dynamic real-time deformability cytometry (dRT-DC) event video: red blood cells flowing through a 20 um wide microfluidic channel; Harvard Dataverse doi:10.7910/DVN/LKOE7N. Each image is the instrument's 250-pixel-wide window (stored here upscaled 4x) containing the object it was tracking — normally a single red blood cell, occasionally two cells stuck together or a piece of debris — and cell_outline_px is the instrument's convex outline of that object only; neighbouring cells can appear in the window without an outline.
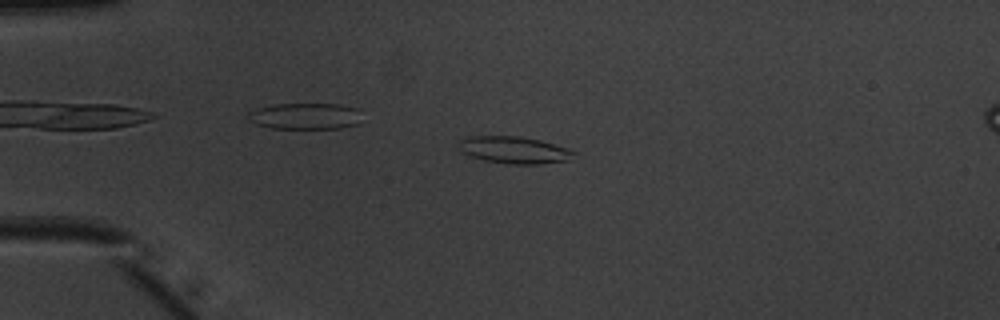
{"species": "common noctule bat (a hibernating species)", "species_latin": "Nyctalus noctula", "temperature_condition": "warm", "stored_images_in_passage": 41, "camera_frame_rate_fps": 3000, "um_per_image_px": 0.085, "animal": {"sex": "male", "body_mass_g": 20.1, "forearm_length_mm": 53.5}, "frame": {"image": 1, "passage_image": 3, "time_ms": 0.667, "image_size_px": [1000, 320], "cell_outline_px": [[576, 152], [568, 160], [540, 164], [512, 164], [484, 160], [472, 156], [464, 152], [456, 144], [460, 140], [468, 136], [520, 136], [540, 140], [568, 148]], "centroid_in_image_um": [43.7, 12.74], "position_along_channel_um": 41.3, "area_um2": 17.98}}
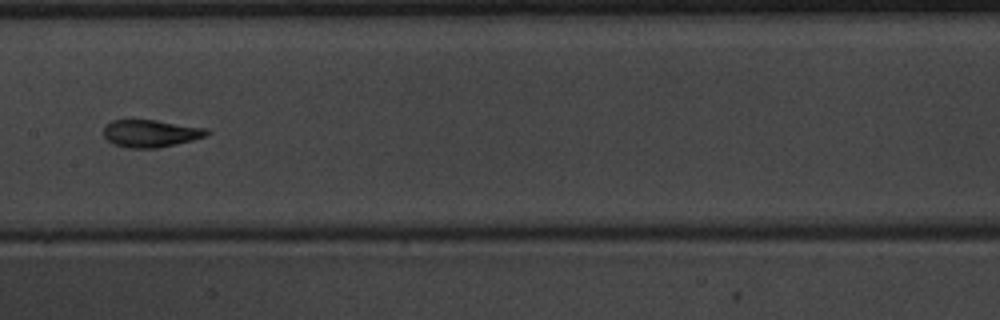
{"frame": {"image": 2, "passage_image": 17, "time_ms": 5.333, "image_size_px": [1000, 320], "cell_outline_px": [[212, 132], [208, 136], [192, 140], [156, 148], [128, 148], [112, 144], [104, 136], [104, 128], [112, 120], [156, 120], [208, 128]], "centroid_in_image_um": [12.85, 11.34], "position_along_channel_um": 194.5, "area_um2": 16.53}}
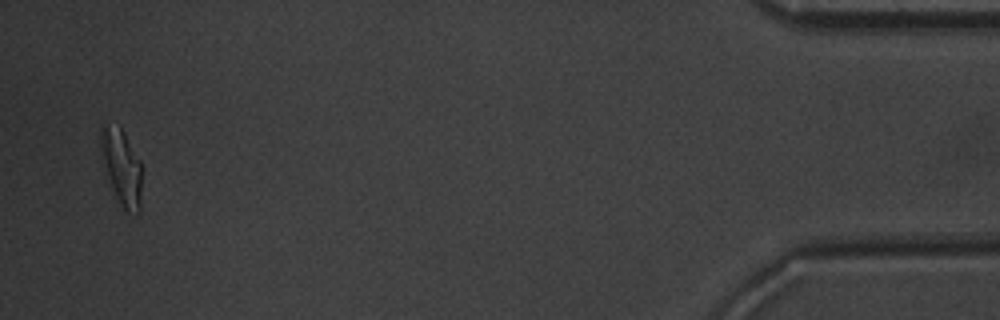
{"frame": {"image": 3, "passage_image": 40, "time_ms": 13.0, "image_size_px": [1000, 320], "cell_outline_px": [[140, 212], [128, 216], [112, 196], [104, 160], [100, 140], [100, 124], [120, 124], [140, 160]], "centroid_in_image_um": [10.33, 14.24], "position_along_channel_um": 424.9, "area_um2": 18.55}, "authors_computed_cell_mechanics": {"area_um2": 16.5308, "velocity_mm_per_s": 4.0064, "shape_relaxation_time_tau1_ms": 3.1724, "shape_relaxation_time_tau2_ms": 0.9851, "deformation_change_tau1": 0.1901, "deformation_change_tau2": 0.0806}}